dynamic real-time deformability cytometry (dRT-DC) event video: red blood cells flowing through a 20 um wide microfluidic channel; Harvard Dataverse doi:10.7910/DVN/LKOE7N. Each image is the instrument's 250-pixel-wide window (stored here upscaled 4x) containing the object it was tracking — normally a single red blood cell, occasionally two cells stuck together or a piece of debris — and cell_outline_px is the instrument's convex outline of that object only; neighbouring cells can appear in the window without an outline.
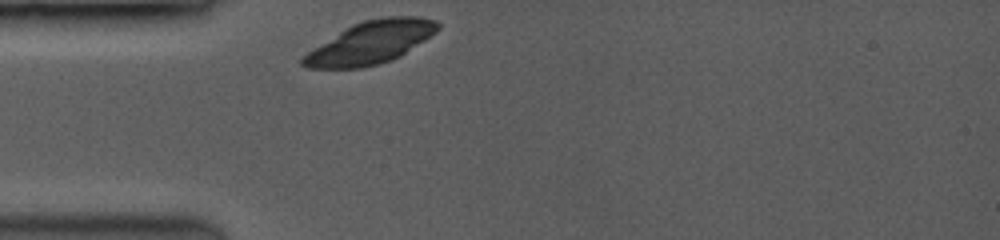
{"species": "common noctule bat (a hibernating species)", "species_latin": "Nyctalus noctula", "temperature_condition": "room temperature", "stored_images_in_passage": 35, "camera_frame_rate_fps": 3500, "um_per_image_px": 0.085, "animal": {"sex": "female", "body_mass_g": 19.0, "forearm_length_mm": 53.3}, "frame": {"image": 1, "passage_image": 1, "time_ms": 0.0, "image_size_px": [1000, 240], "cell_outline_px": [[440, 28], [436, 32], [400, 56], [376, 64], [360, 68], [308, 68], [300, 64], [300, 60], [308, 52], [344, 28], [352, 24], [364, 20], [384, 16], [420, 16], [436, 20], [440, 24]], "centroid_in_image_um": [31.52, 3.59], "position_along_channel_um": 53.5, "area_um2": 33.18}}